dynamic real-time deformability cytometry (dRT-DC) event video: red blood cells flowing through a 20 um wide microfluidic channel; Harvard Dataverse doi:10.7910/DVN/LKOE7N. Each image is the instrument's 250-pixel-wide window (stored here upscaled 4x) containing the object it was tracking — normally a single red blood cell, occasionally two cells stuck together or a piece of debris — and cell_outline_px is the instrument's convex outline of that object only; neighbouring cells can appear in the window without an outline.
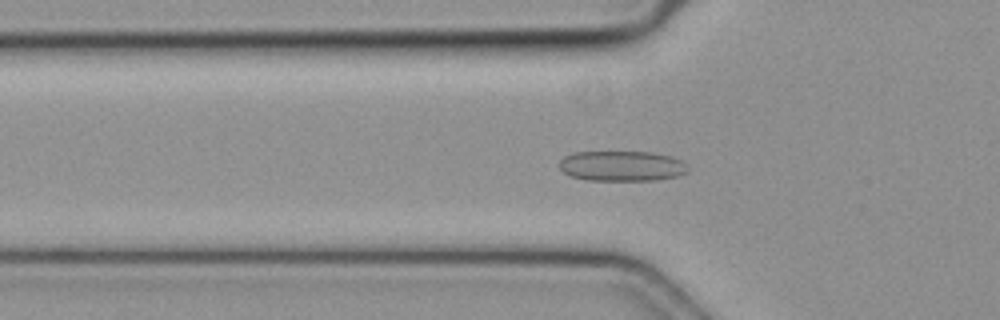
{"species": "common noctule bat (a hibernating species)", "species_latin": "Nyctalus noctula", "temperature_condition": "cold", "stored_images_in_passage": 50, "camera_frame_rate_fps": 3000, "um_per_image_px": 0.085, "animal": {"sex": "female", "body_mass_g": 19.3, "forearm_length_mm": 54.1}, "frame": {"image": 1, "passage_image": 16, "time_ms": 5.0, "image_size_px": [1000, 320], "cell_outline_px": [[688, 172], [676, 176], [656, 180], [588, 180], [568, 176], [560, 168], [560, 160], [564, 156], [572, 152], [652, 152], [672, 156], [688, 164]], "centroid_in_image_um": [52.86, 14.1], "position_along_channel_um": 72.9, "area_um2": 22.83}}
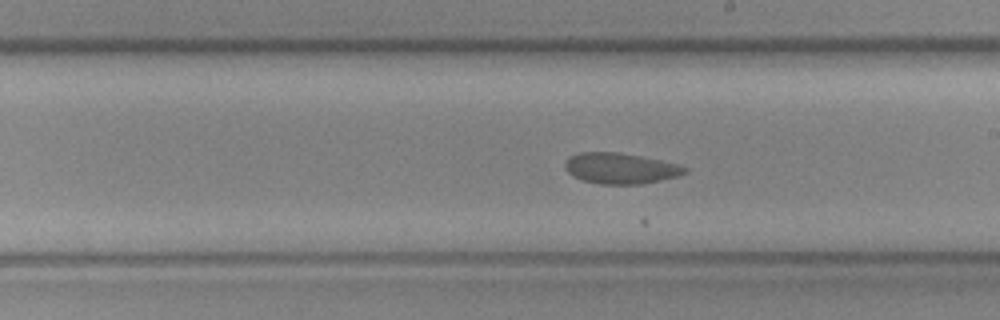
{"frame": {"image": 2, "passage_image": 28, "time_ms": 9.0, "image_size_px": [1000, 320], "cell_outline_px": [[688, 172], [676, 176], [660, 180], [640, 184], [600, 184], [580, 180], [572, 176], [564, 168], [564, 164], [568, 156], [580, 152], [620, 152], [660, 160], [676, 164], [688, 168]], "centroid_in_image_um": [52.68, 14.3], "position_along_channel_um": 236.3, "area_um2": 21.56}}
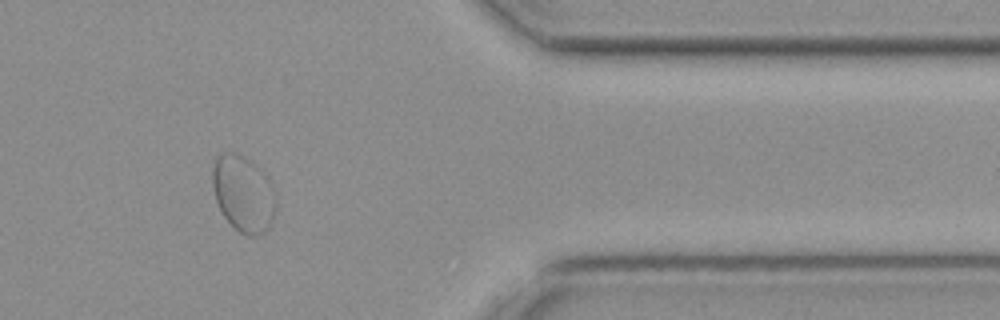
{"frame": {"image": 3, "passage_image": 41, "time_ms": 13.333, "image_size_px": [1000, 320], "cell_outline_px": [[276, 212], [268, 228], [260, 236], [248, 236], [240, 232], [224, 216], [216, 200], [212, 184], [212, 168], [216, 156], [220, 152], [232, 152], [256, 164], [276, 192]], "centroid_in_image_um": [20.69, 16.47], "position_along_channel_um": 390.7, "area_um2": 28.15}}